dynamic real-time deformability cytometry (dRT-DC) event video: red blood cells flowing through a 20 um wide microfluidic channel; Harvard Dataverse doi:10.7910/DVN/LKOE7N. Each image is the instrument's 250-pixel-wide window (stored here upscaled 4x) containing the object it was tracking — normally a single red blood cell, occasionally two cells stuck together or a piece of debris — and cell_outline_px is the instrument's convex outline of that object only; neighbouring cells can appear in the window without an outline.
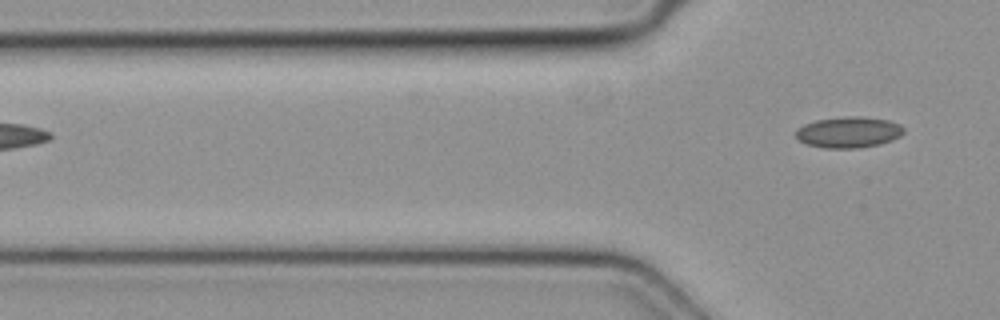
{"species": "common noctule bat (a hibernating species)", "species_latin": "Nyctalus noctula", "temperature_condition": "cold", "stored_images_in_passage": 3, "camera_frame_rate_fps": 3000, "um_per_image_px": 0.085, "animal": {"sex": "female", "body_mass_g": 19.3, "forearm_length_mm": 54.1}, "frame": {"image": 1, "passage_image": 3, "time_ms": 0.667, "image_size_px": [1000, 320], "cell_outline_px": [[904, 132], [900, 136], [892, 140], [880, 144], [856, 148], [824, 148], [808, 144], [800, 140], [796, 136], [796, 128], [804, 124], [816, 120], [848, 116], [860, 116], [888, 120], [900, 124], [904, 128]], "centroid_in_image_um": [72.15, 11.23], "position_along_channel_um": 53.7, "area_um2": 19.48}}